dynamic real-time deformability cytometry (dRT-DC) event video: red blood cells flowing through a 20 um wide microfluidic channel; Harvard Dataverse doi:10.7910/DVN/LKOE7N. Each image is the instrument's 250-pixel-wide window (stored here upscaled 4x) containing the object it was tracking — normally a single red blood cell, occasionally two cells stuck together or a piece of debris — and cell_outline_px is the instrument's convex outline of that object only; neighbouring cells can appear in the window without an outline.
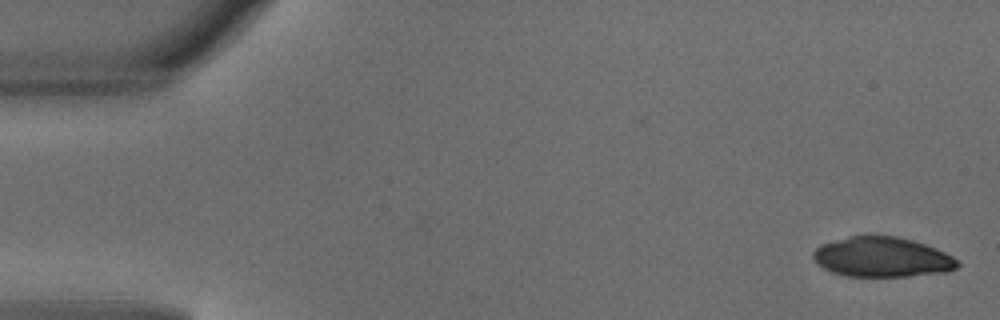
{"species": "common noctule bat (a hibernating species)", "species_latin": "Nyctalus noctula", "temperature_condition": "warm", "stored_images_in_passage": 47, "camera_frame_rate_fps": 3000, "um_per_image_px": 0.085, "animal": {"sex": "male", "body_mass_g": 18.8}, "frame": {"image": 1, "passage_image": 1, "time_ms": 0.0, "image_size_px": [1000, 320], "cell_outline_px": [[960, 264], [956, 268], [944, 272], [908, 276], [848, 276], [832, 272], [824, 268], [812, 256], [812, 252], [820, 244], [848, 236], [896, 236], [912, 240], [936, 248], [960, 260]], "centroid_in_image_um": [74.99, 21.85], "position_along_channel_um": 10.0, "area_um2": 33.41}}